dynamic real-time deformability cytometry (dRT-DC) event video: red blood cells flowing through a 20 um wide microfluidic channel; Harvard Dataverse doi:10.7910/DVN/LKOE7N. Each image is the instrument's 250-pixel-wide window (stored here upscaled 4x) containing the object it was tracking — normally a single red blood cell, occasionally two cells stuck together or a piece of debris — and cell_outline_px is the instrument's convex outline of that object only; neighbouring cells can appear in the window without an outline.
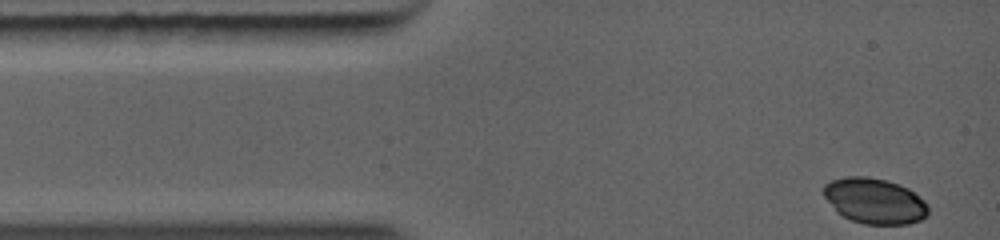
{"species": "common noctule bat (a hibernating species)", "species_latin": "Nyctalus noctula", "temperature_condition": "warm", "stored_images_in_passage": 30, "camera_frame_rate_fps": 5000, "um_per_image_px": 0.085, "animal": {"sex": "female", "body_mass_g": 19.0, "forearm_length_mm": 56.7}, "frame": {"image": 1, "passage_image": 1, "time_ms": 0.0, "image_size_px": [1000, 240], "cell_outline_px": [[928, 212], [920, 220], [908, 224], [864, 224], [852, 220], [836, 212], [824, 196], [824, 184], [832, 180], [844, 176], [868, 176], [884, 180], [908, 188], [924, 200], [928, 204]], "centroid_in_image_um": [74.32, 17.07], "position_along_channel_um": 10.7, "area_um2": 27.63}}
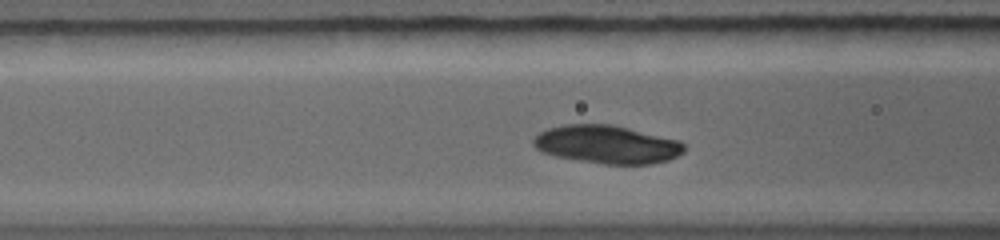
{"frame": {"image": 2, "passage_image": 9, "time_ms": 3.4, "image_size_px": [1000, 240], "cell_outline_px": [[684, 152], [668, 160], [652, 164], [604, 164], [556, 156], [540, 152], [532, 144], [532, 140], [540, 132], [548, 128], [564, 124], [612, 124], [680, 140], [684, 144]], "centroid_in_image_um": [51.59, 12.27], "position_along_channel_um": 115.0, "area_um2": 33.58}}
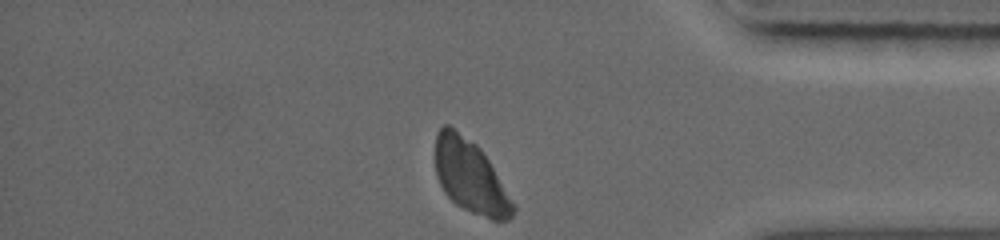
{"frame": {"image": 3, "passage_image": 30, "time_ms": 9.6, "image_size_px": [1000, 240], "cell_outline_px": [[516, 208], [512, 216], [508, 220], [492, 220], [472, 212], [456, 204], [444, 192], [436, 176], [436, 132], [444, 124], [448, 124], [476, 144], [480, 148], [488, 160]], "centroid_in_image_um": [39.95, 15.0], "position_along_channel_um": 395.2, "area_um2": 32.48}}